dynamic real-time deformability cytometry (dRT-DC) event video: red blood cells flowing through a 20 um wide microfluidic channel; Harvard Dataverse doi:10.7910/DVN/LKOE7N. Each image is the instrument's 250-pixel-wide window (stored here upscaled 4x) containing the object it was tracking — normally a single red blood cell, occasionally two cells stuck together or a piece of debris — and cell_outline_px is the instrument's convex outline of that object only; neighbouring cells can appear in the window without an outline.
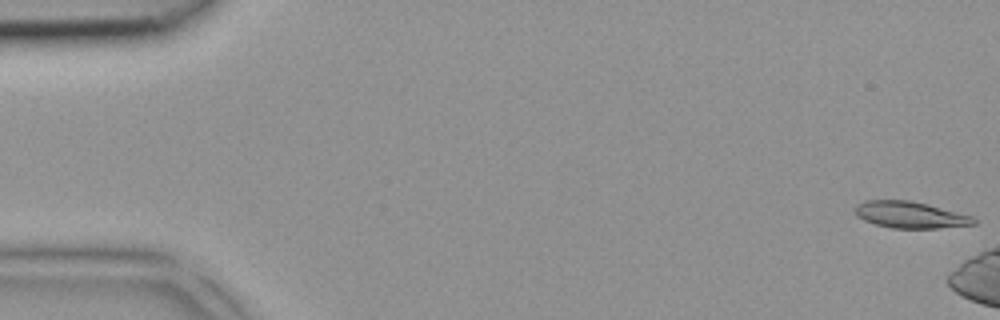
{"species": "common noctule bat (a hibernating species)", "species_latin": "Nyctalus noctula", "temperature_condition": "room temperature", "stored_images_in_passage": 4, "segment_of_instrument_passage": [2, 2], "camera_frame_rate_fps": 3000, "um_per_image_px": 0.085, "animal": {"sex": "female", "body_mass_g": 18.4}, "frame": {"image": 1, "passage_image": 4, "time_ms": 1.0, "image_size_px": [1000, 320], "cell_outline_px": [[976, 224], [936, 228], [892, 228], [876, 224], [864, 220], [856, 216], [852, 208], [856, 204], [864, 200], [908, 200], [928, 204], [972, 216], [976, 220]], "centroid_in_image_um": [77.31, 18.25], "position_along_channel_um": 7.7, "area_um2": 18.44}}